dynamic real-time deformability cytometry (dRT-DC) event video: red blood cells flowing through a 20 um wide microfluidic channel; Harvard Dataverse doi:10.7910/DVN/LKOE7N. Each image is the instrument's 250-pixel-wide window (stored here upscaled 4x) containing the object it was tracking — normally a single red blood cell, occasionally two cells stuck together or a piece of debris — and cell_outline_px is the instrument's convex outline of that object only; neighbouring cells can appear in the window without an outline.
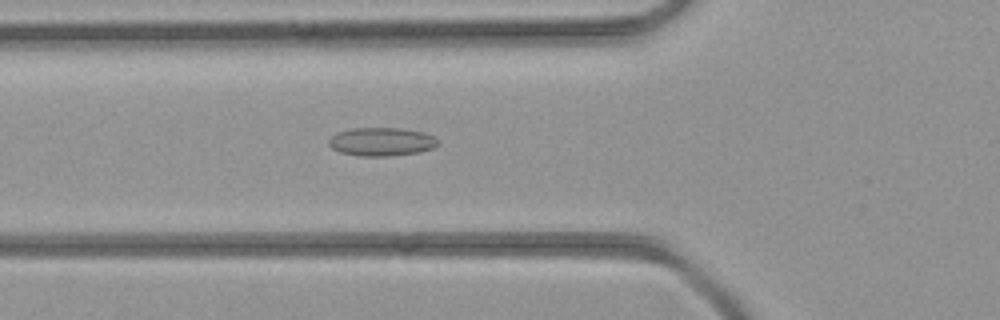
{"species": "common noctule bat (a hibernating species)", "species_latin": "Nyctalus noctula", "temperature_condition": "room temperature", "stored_images_in_passage": 36, "camera_frame_rate_fps": 3000, "um_per_image_px": 0.085, "animal": {"sex": "female", "body_mass_g": 21.9}, "frame": {"image": 1, "passage_image": 8, "time_ms": 2.333, "image_size_px": [1000, 320], "cell_outline_px": [[440, 140], [432, 148], [420, 152], [392, 156], [360, 156], [340, 152], [332, 148], [328, 144], [328, 140], [336, 132], [352, 128], [400, 128], [424, 132]], "centroid_in_image_um": [32.41, 12.04], "position_along_channel_um": 93.4, "area_um2": 18.15}}
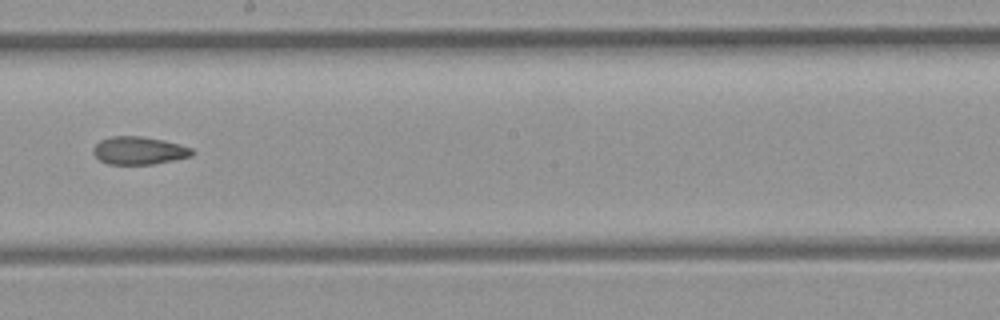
{"frame": {"image": 2, "passage_image": 17, "time_ms": 5.333, "image_size_px": [1000, 320], "cell_outline_px": [[192, 156], [152, 164], [108, 164], [100, 160], [92, 152], [92, 148], [100, 140], [112, 136], [140, 136], [164, 140], [192, 148]], "centroid_in_image_um": [11.78, 12.79], "position_along_channel_um": 236.4, "area_um2": 15.9}}
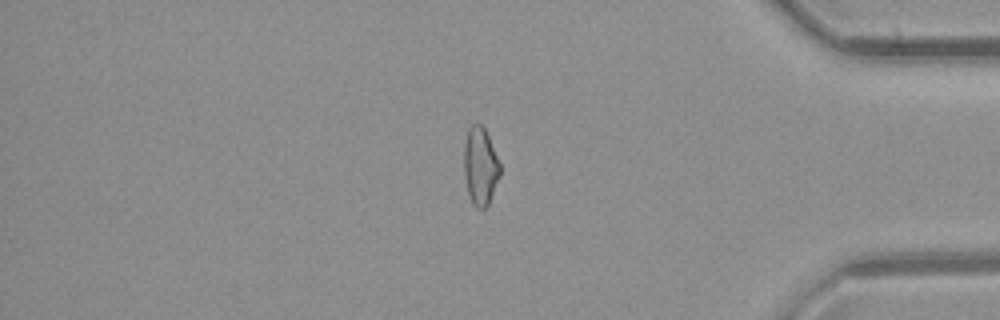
{"frame": {"image": 3, "passage_image": 29, "time_ms": 9.333, "image_size_px": [1000, 320], "cell_outline_px": [[500, 176], [488, 204], [484, 208], [476, 208], [472, 204], [468, 192], [464, 172], [464, 144], [468, 128], [472, 124], [480, 124], [484, 128], [488, 136], [500, 164]], "centroid_in_image_um": [40.82, 14.13], "position_along_channel_um": 394.4, "area_um2": 16.18}}